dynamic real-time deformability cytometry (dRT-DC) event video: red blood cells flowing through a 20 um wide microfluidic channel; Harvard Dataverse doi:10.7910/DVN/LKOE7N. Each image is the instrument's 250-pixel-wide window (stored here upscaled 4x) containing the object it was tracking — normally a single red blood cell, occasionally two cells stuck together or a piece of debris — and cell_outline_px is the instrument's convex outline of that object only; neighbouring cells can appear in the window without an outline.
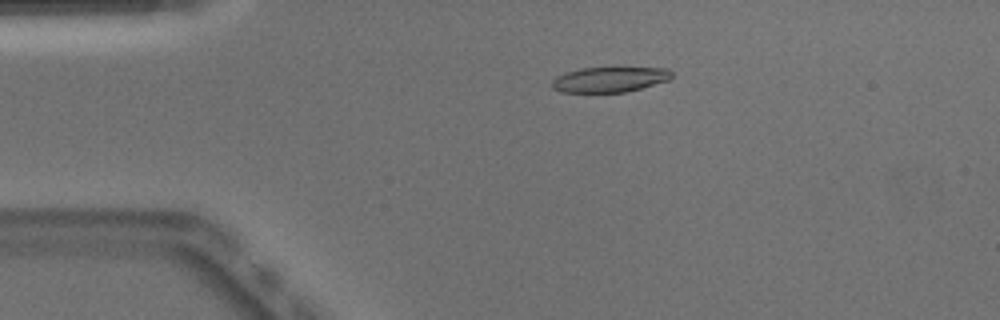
{"species": "Egyptian fruit bat (a non-hibernating species)", "species_latin": "Rousettus aegyptiacus", "temperature_condition": "warm", "stored_images_in_passage": 50, "camera_frame_rate_fps": 3000, "um_per_image_px": 0.085, "animal": {"sex": "male"}, "frame": {"image": 1, "passage_image": 10, "time_ms": 3.0, "image_size_px": [1000, 320], "cell_outline_px": [[672, 76], [668, 80], [640, 88], [624, 92], [560, 92], [552, 88], [552, 80], [556, 76], [564, 72], [580, 68], [616, 64], [668, 68], [672, 72]], "centroid_in_image_um": [51.84, 6.68], "position_along_channel_um": 33.2, "area_um2": 18.79}}
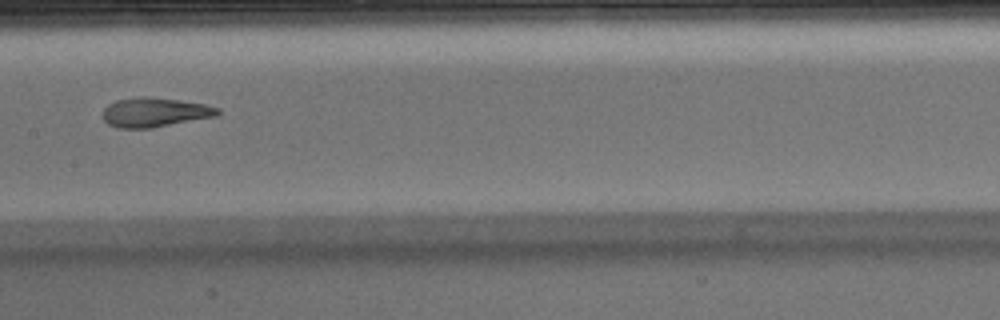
{"frame": {"image": 2, "passage_image": 25, "time_ms": 8.0, "image_size_px": [1000, 320], "cell_outline_px": [[220, 112], [216, 116], [152, 128], [116, 128], [108, 124], [104, 120], [104, 108], [108, 104], [116, 100], [144, 96], [148, 96], [180, 100], [204, 104], [220, 108]], "centroid_in_image_um": [13.15, 9.54], "position_along_channel_um": 194.3, "area_um2": 19.65}}
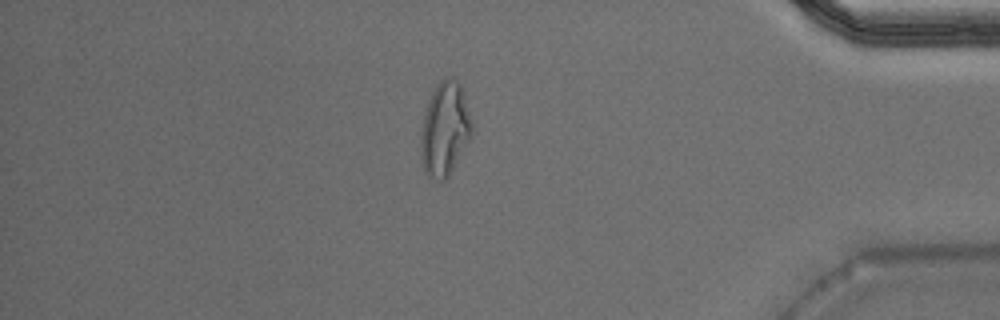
{"frame": {"image": 3, "passage_image": 43, "time_ms": 14.0, "image_size_px": [1000, 320], "cell_outline_px": [[472, 132], [448, 176], [444, 180], [440, 180], [428, 176], [424, 172], [420, 156], [420, 132], [428, 100], [436, 84], [444, 76], [452, 76], [460, 84], [472, 124]], "centroid_in_image_um": [37.76, 10.94], "position_along_channel_um": 397.4, "area_um2": 27.57}, "authors_computed_cell_mechanics": {"area_um2": 19.6809, "velocity_mm_per_s": 3.9737, "shape_relaxation_time_tau1_ms": 11.379, "shape_relaxation_time_tau2_ms": 1.7152, "deformation_change_tau1": 0.3782, "deformation_change_tau2": 0.0981}}